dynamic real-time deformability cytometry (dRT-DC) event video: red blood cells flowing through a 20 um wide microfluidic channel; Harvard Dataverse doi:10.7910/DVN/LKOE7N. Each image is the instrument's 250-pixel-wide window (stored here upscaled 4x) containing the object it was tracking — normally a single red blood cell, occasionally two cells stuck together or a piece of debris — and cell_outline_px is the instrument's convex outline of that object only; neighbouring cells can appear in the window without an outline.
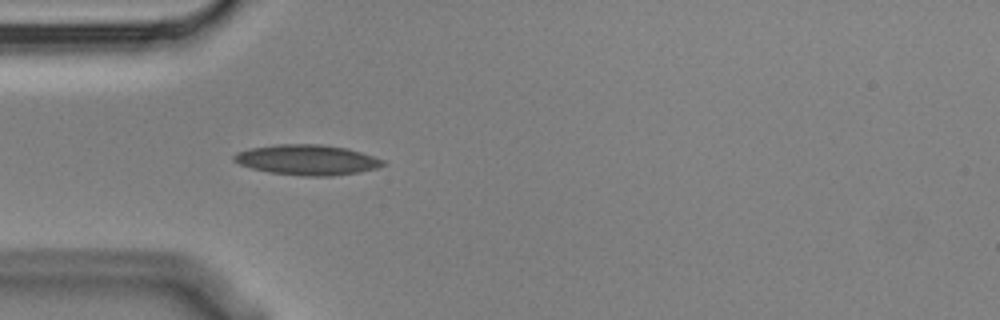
{"species": "Egyptian fruit bat (a non-hibernating species)", "species_latin": "Rousettus aegyptiacus", "temperature_condition": "cold", "stored_images_in_passage": 4, "camera_frame_rate_fps": 3000, "um_per_image_px": 0.085, "animal": {"sex": "male"}, "frame": {"image": 1, "passage_image": 4, "time_ms": 1.0, "image_size_px": [1000, 320], "cell_outline_px": [[384, 164], [376, 168], [360, 172], [332, 176], [304, 176], [268, 172], [252, 168], [240, 164], [232, 160], [232, 156], [236, 152], [252, 148], [276, 144], [320, 144], [348, 148], [384, 160]], "centroid_in_image_um": [26.08, 13.59], "position_along_channel_um": 58.9, "area_um2": 26.24}}